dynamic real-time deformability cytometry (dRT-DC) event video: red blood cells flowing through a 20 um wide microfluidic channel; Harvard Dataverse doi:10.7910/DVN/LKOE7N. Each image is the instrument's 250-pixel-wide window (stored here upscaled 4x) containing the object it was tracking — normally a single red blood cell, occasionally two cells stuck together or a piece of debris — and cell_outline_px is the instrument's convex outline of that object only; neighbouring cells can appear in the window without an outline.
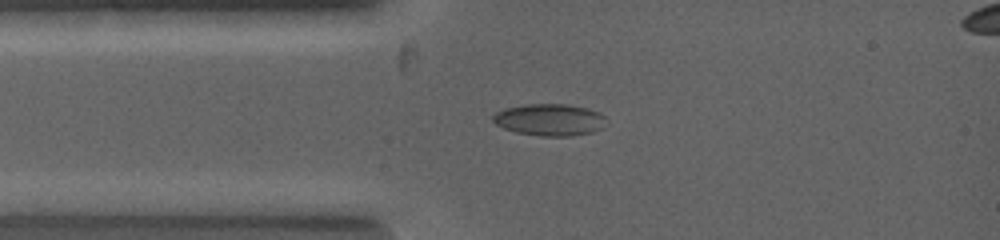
{"species": "common noctule bat (a hibernating species)", "species_latin": "Nyctalus noctula", "temperature_condition": "warm", "stored_images_in_passage": 2, "camera_frame_rate_fps": 5000, "um_per_image_px": 0.085, "animal": {"sex": "female", "body_mass_g": 19.0, "forearm_length_mm": 53.3}, "frame": {"image": 1, "passage_image": 2, "time_ms": 1.0, "image_size_px": [1000, 240], "cell_outline_px": [[604, 116], [600, 128], [592, 132], [572, 136], [540, 136], [516, 132], [504, 128], [496, 124], [492, 120], [492, 116], [496, 112], [504, 108], [528, 104], [568, 104], [588, 108], [600, 112]], "centroid_in_image_um": [46.68, 10.17], "position_along_channel_um": 38.3, "area_um2": 20.92}}